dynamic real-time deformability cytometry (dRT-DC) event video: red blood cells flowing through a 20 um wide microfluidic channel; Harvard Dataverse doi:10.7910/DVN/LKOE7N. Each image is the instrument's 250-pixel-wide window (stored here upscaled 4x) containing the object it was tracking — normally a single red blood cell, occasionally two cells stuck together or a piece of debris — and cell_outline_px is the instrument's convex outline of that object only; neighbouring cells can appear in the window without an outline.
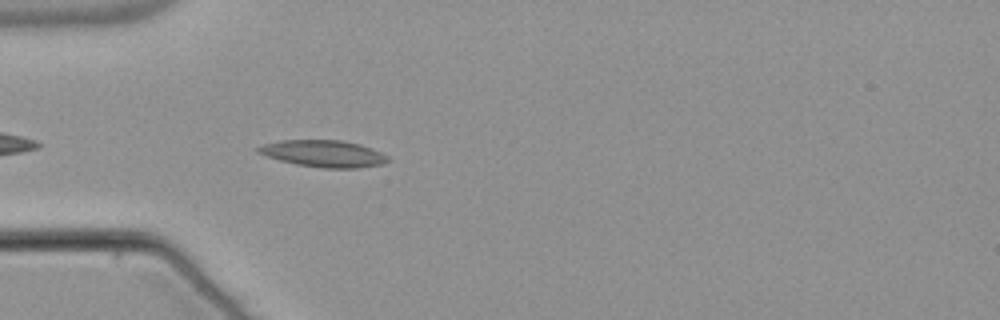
{"species": "common noctule bat (a hibernating species)", "species_latin": "Nyctalus noctula", "temperature_condition": "warm", "stored_images_in_passage": 41, "camera_frame_rate_fps": 3000, "um_per_image_px": 0.085, "animal": {"sex": "male", "body_mass_g": 21.5, "forearm_length_mm": 52.0}, "frame": {"image": 1, "passage_image": 3, "time_ms": 0.667, "image_size_px": [1000, 320], "cell_outline_px": [[388, 160], [380, 164], [360, 168], [324, 168], [296, 164], [280, 160], [256, 152], [256, 148], [264, 144], [280, 140], [344, 140], [360, 144], [372, 148], [388, 156]], "centroid_in_image_um": [27.5, 13.05], "position_along_channel_um": 57.5, "area_um2": 20.17}}
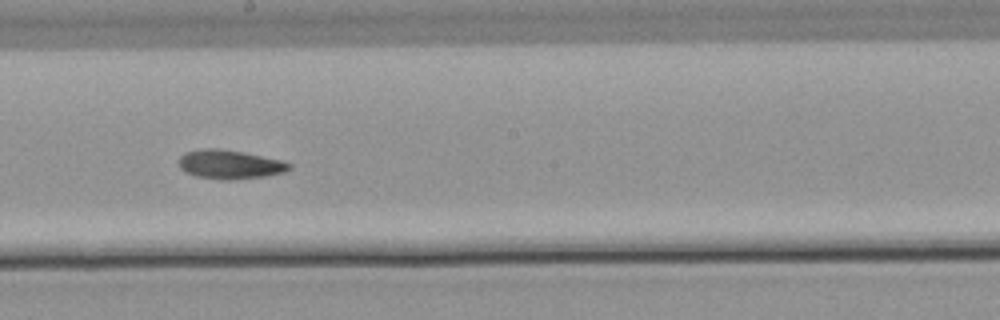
{"frame": {"image": 2, "passage_image": 17, "time_ms": 5.333, "image_size_px": [1000, 320], "cell_outline_px": [[292, 168], [284, 172], [264, 176], [228, 180], [224, 180], [196, 176], [184, 172], [180, 168], [180, 156], [184, 152], [204, 148], [216, 148], [240, 152], [284, 160], [292, 164]], "centroid_in_image_um": [19.54, 13.97], "position_along_channel_um": 228.7, "area_um2": 18.55}}
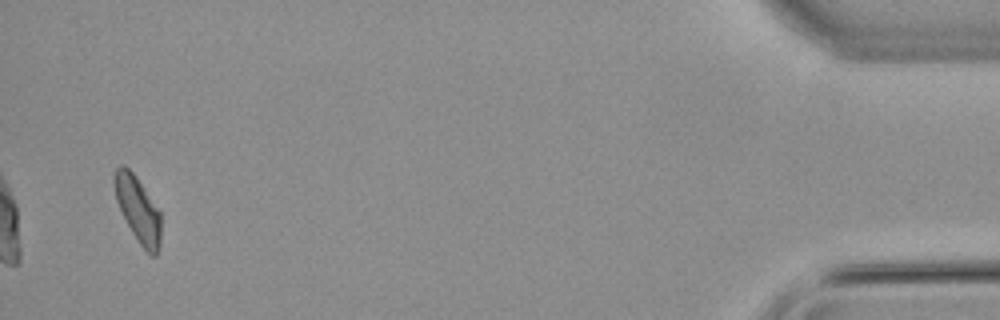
{"frame": {"image": 3, "passage_image": 39, "time_ms": 12.667, "image_size_px": [1000, 320], "cell_outline_px": [[160, 248], [156, 256], [152, 256], [140, 244], [132, 232], [116, 200], [112, 184], [112, 176], [116, 168], [120, 164], [124, 164], [136, 176], [160, 212]], "centroid_in_image_um": [11.7, 17.75], "position_along_channel_um": 423.5, "area_um2": 17.74}, "authors_computed_cell_mechanics": {"area_um2": 18.207, "velocity_mm_per_s": 3.7971, "shape_relaxation_time_tau1_ms": 9.9766, "shape_relaxation_time_tau2_ms": 4.3297, "deformation_change_tau1": 0.1949, "deformation_change_tau2": 0.108}}